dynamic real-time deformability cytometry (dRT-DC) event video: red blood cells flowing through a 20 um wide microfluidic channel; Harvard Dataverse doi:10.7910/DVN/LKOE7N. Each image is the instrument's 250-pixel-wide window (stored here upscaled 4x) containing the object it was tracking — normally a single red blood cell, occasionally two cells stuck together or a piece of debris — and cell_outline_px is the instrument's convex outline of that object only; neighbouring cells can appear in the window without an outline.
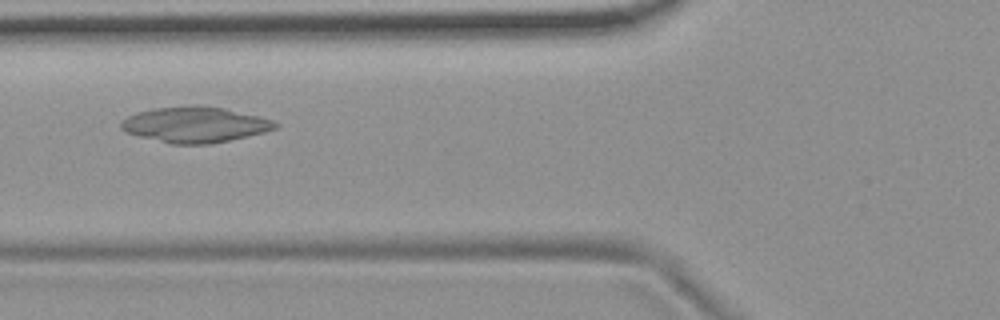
{"species": "common noctule bat (a hibernating species)", "species_latin": "Nyctalus noctula", "temperature_condition": "room temperature", "stored_images_in_passage": 7, "camera_frame_rate_fps": 3000, "um_per_image_px": 0.085, "animal": {"sex": "female", "body_mass_g": 19.9}, "frame": {"image": 1, "passage_image": 6, "time_ms": 5.667, "image_size_px": [1000, 320], "cell_outline_px": [[280, 124], [276, 128], [264, 132], [248, 136], [208, 144], [172, 144], [140, 136], [128, 132], [120, 128], [120, 124], [128, 116], [152, 108], [184, 104], [200, 104], [224, 108], [260, 116], [272, 120]], "centroid_in_image_um": [16.6, 10.56], "position_along_channel_um": 109.2, "area_um2": 32.14}}
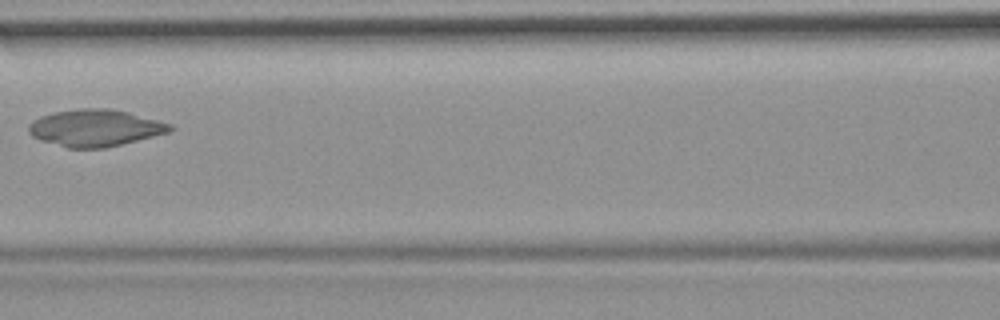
{"frame": {"image": 2, "passage_image": 7, "time_ms": 7.0, "image_size_px": [1000, 320], "cell_outline_px": [[176, 128], [168, 132], [104, 148], [68, 148], [40, 140], [32, 136], [28, 132], [28, 124], [32, 120], [40, 116], [52, 112], [76, 108], [112, 108], [128, 112], [172, 124]], "centroid_in_image_um": [8.04, 10.86], "position_along_channel_um": 158.6, "area_um2": 30.46}}